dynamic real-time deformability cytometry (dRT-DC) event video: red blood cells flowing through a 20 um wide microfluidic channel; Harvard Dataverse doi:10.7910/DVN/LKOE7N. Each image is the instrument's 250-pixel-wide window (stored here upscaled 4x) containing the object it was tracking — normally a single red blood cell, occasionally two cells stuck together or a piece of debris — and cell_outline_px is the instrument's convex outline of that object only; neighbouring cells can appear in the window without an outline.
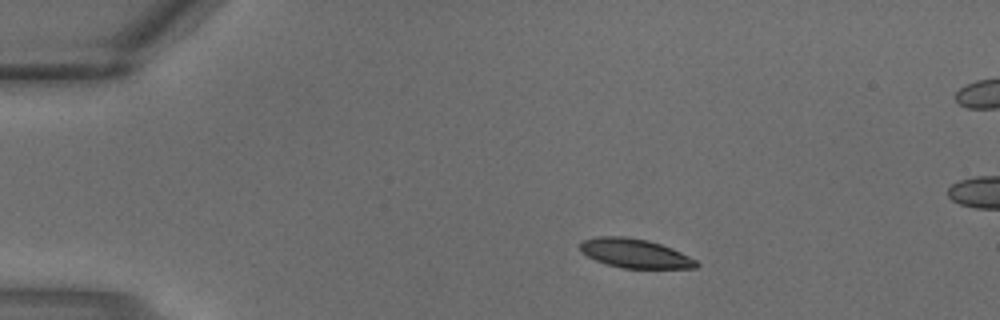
{"species": "common noctule bat (a hibernating species)", "species_latin": "Nyctalus noctula", "temperature_condition": "warm", "stored_images_in_passage": 3, "camera_frame_rate_fps": 3000, "um_per_image_px": 0.085, "animal": {"sex": "male", "body_mass_g": 18.8}, "frame": {"image": 1, "passage_image": 1, "time_ms": 0.0, "image_size_px": [1000, 320], "cell_outline_px": [[700, 264], [696, 268], [624, 268], [608, 264], [596, 260], [580, 252], [580, 244], [584, 240], [596, 236], [624, 236], [648, 240], [672, 248], [696, 260]], "centroid_in_image_um": [53.97, 21.53], "position_along_channel_um": 31.0, "area_um2": 19.59}}